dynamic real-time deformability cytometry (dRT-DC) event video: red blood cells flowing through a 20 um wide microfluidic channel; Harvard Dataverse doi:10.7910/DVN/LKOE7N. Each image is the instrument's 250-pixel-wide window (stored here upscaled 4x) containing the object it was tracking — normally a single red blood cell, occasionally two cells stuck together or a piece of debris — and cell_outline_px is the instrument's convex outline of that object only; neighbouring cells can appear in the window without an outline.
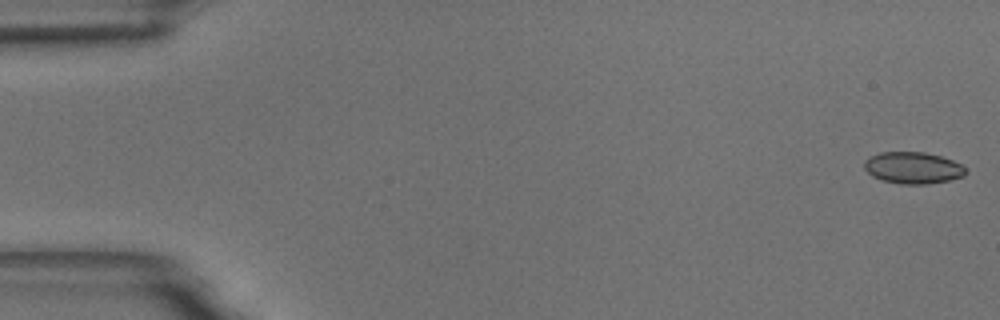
{"species": "common noctule bat (a hibernating species)", "species_latin": "Nyctalus noctula", "temperature_condition": "room temperature", "stored_images_in_passage": 56, "camera_frame_rate_fps": 3000, "um_per_image_px": 0.085, "animal": {"sex": "male", "body_mass_g": 18.8}, "frame": {"image": 1, "passage_image": 1, "time_ms": 0.0, "image_size_px": [1000, 320], "cell_outline_px": [[964, 176], [948, 180], [924, 184], [900, 184], [884, 180], [872, 176], [864, 168], [864, 160], [868, 156], [880, 152], [924, 152], [940, 156], [952, 160], [960, 164], [964, 168]], "centroid_in_image_um": [77.54, 14.25], "position_along_channel_um": 7.5, "area_um2": 18.55}}
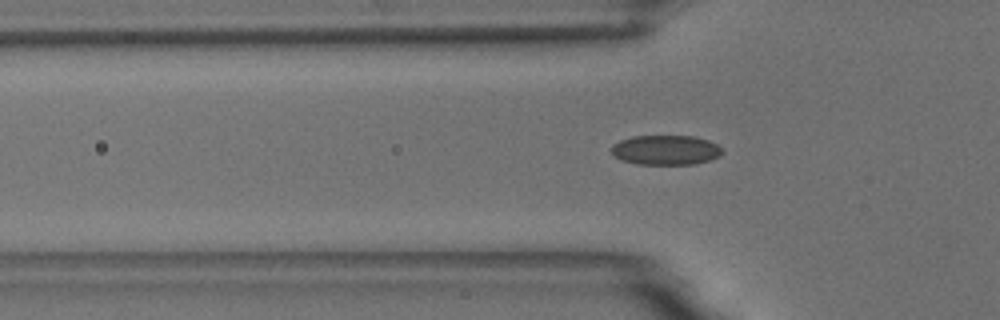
{"frame": {"image": 2, "passage_image": 18, "time_ms": 5.667, "image_size_px": [1000, 320], "cell_outline_px": [[724, 152], [720, 156], [696, 164], [636, 164], [620, 160], [612, 152], [612, 144], [620, 140], [632, 136], [692, 136], [708, 140], [716, 144]], "centroid_in_image_um": [56.58, 12.75], "position_along_channel_um": 69.2, "area_um2": 19.19}}
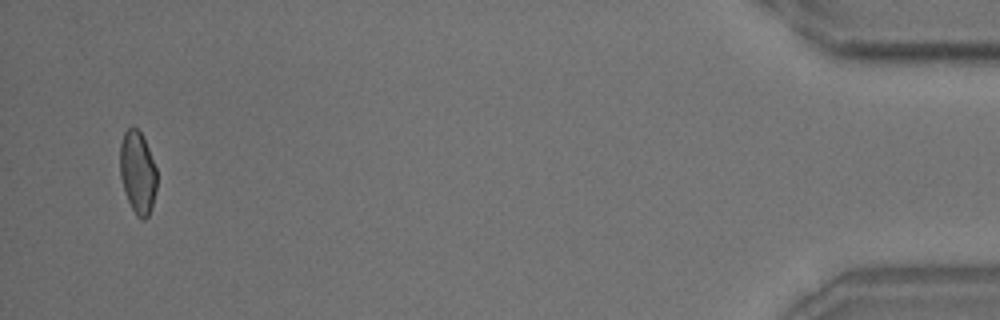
{"frame": {"image": 3, "passage_image": 54, "time_ms": 17.667, "image_size_px": [1000, 320], "cell_outline_px": [[156, 192], [152, 208], [148, 216], [144, 220], [136, 216], [128, 200], [120, 176], [120, 144], [124, 132], [132, 124], [140, 132], [148, 148], [156, 168]], "centroid_in_image_um": [11.7, 14.66], "position_along_channel_um": 423.5, "area_um2": 17.69}, "authors_computed_cell_mechanics": {"area_um2": 18.7272, "velocity_mm_per_s": 3.6325, "shape_relaxation_time_tau1_ms": 7.0734, "shape_relaxation_time_tau2_ms": 1.506, "deformation_change_tau1": 0.1238, "deformation_change_tau2": 0.0526}}